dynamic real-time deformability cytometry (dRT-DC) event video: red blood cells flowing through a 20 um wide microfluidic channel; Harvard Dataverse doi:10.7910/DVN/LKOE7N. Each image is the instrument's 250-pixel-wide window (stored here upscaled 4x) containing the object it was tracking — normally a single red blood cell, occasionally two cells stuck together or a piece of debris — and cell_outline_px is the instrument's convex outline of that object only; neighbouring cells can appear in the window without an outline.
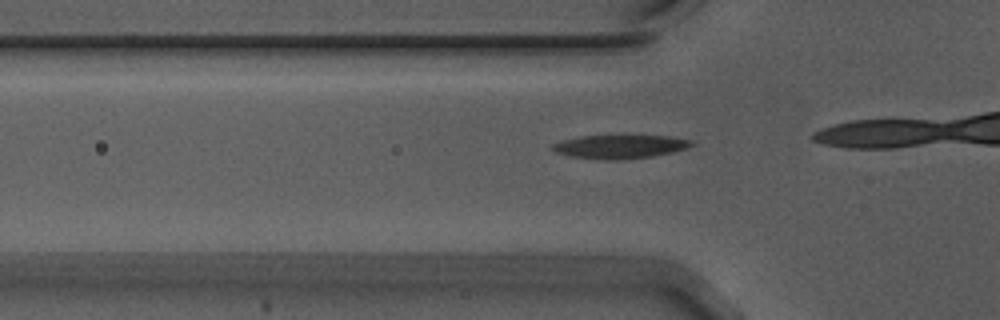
{"species": "Egyptian fruit bat (a non-hibernating species)", "species_latin": "Rousettus aegyptiacus", "temperature_condition": "warm", "stored_images_in_passage": 16, "camera_frame_rate_fps": 3000, "um_per_image_px": 0.085, "animal": {"sex": "male"}, "frame": {"image": 1, "passage_image": 11, "time_ms": 3.333, "image_size_px": [1000, 320], "cell_outline_px": [[696, 144], [672, 152], [652, 156], [616, 160], [604, 160], [572, 156], [556, 152], [548, 148], [552, 144], [564, 140], [580, 136], [668, 136], [692, 140]], "centroid_in_image_um": [52.67, 12.46], "position_along_channel_um": 73.1, "area_um2": 18.9}}
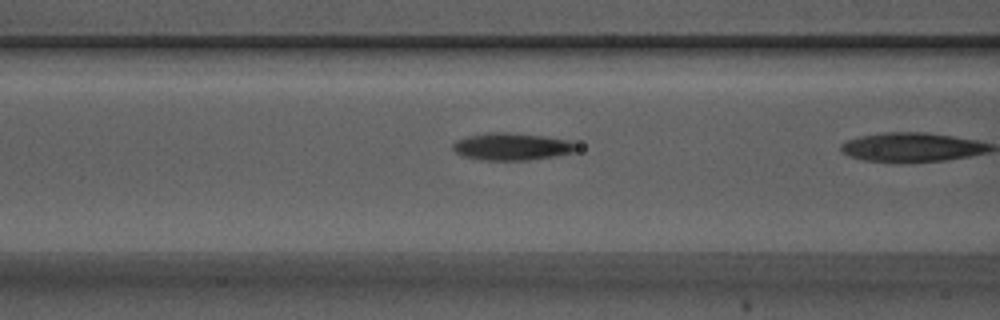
{"frame": {"image": 2, "passage_image": 15, "time_ms": 4.667, "image_size_px": [1000, 320], "cell_outline_px": [[580, 148], [576, 152], [556, 156], [528, 160], [480, 160], [460, 156], [452, 148], [452, 144], [456, 140], [468, 136], [496, 132], [508, 132], [544, 136], [568, 140], [576, 144]], "centroid_in_image_um": [43.52, 12.47], "position_along_channel_um": 123.1, "area_um2": 19.83}}